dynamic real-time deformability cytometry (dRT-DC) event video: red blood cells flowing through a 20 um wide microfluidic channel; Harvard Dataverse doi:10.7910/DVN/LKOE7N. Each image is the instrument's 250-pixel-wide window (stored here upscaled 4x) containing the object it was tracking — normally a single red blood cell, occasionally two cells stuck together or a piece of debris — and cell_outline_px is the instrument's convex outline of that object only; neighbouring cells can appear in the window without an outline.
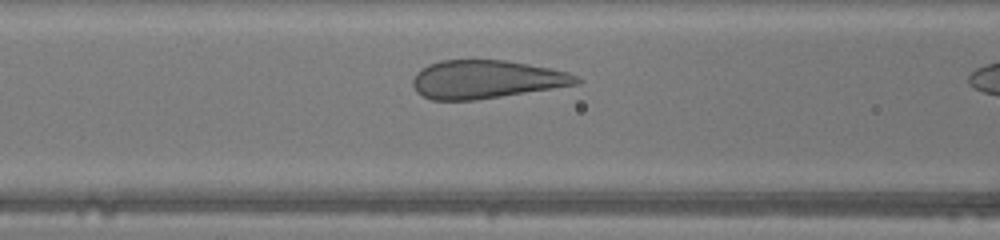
{"species": "human", "species_latin": "Homo sapiens", "temperature_condition": "warm", "stored_images_in_passage": 7, "camera_frame_rate_fps": 3000, "um_per_image_px": 0.085, "donor": {"sex": "male"}, "frame": {"image": 1, "passage_image": 6, "time_ms": 1.667, "image_size_px": [1000, 240], "cell_outline_px": [[584, 80], [580, 84], [476, 100], [432, 100], [416, 92], [412, 84], [412, 80], [416, 72], [420, 68], [428, 64], [440, 60], [504, 60], [552, 68], [568, 72]], "centroid_in_image_um": [41.32, 6.74], "position_along_channel_um": 125.3, "area_um2": 36.7}}